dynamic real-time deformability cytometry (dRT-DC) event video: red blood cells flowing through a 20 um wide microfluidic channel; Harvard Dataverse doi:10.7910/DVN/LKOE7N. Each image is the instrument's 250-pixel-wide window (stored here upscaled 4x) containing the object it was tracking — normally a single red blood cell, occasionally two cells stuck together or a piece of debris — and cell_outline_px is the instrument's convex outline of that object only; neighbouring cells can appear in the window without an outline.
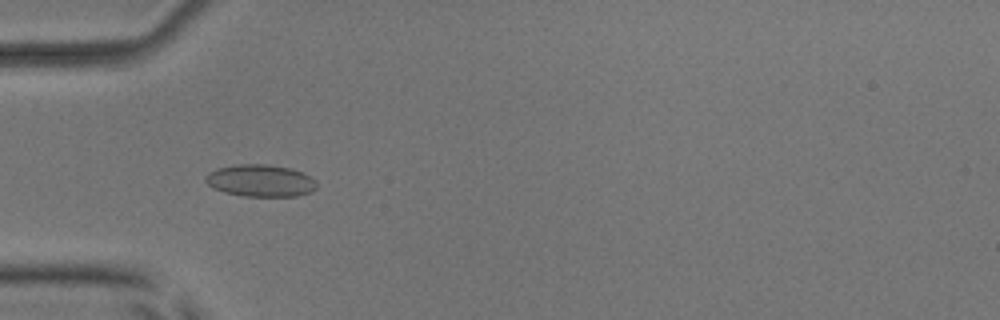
{"species": "common noctule bat (a hibernating species)", "species_latin": "Nyctalus noctula", "temperature_condition": "room temperature", "stored_images_in_passage": 34, "camera_frame_rate_fps": 3000, "um_per_image_px": 0.085, "animal": {"sex": "male", "body_mass_g": 17.9, "forearm_length_mm": 54.2}, "frame": {"image": 1, "passage_image": 18, "time_ms": 5.667, "image_size_px": [1000, 320], "cell_outline_px": [[316, 188], [312, 192], [296, 196], [244, 196], [224, 192], [212, 188], [204, 180], [204, 176], [208, 172], [216, 168], [236, 164], [268, 164], [292, 168], [304, 172], [312, 176], [316, 180]], "centroid_in_image_um": [22.15, 15.34], "position_along_channel_um": 62.9, "area_um2": 21.21}}
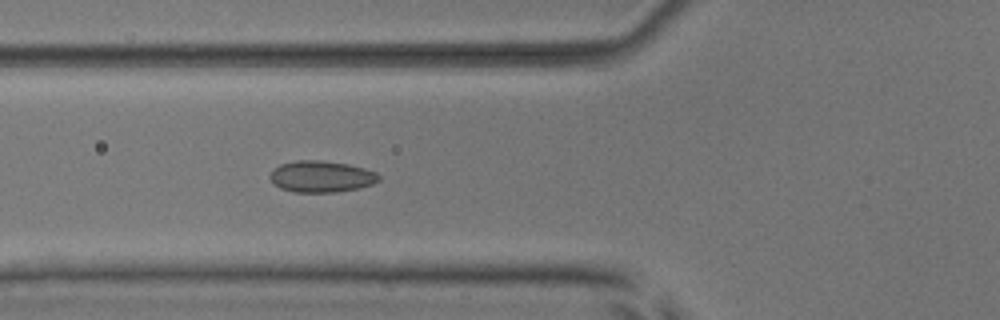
{"frame": {"image": 2, "passage_image": 21, "time_ms": 6.667, "image_size_px": [1000, 320], "cell_outline_px": [[380, 180], [372, 184], [360, 188], [336, 192], [292, 192], [280, 188], [268, 176], [280, 164], [296, 160], [320, 160], [348, 164], [364, 168], [376, 172], [380, 176]], "centroid_in_image_um": [27.33, 15.01], "position_along_channel_um": 98.5, "area_um2": 19.94}}
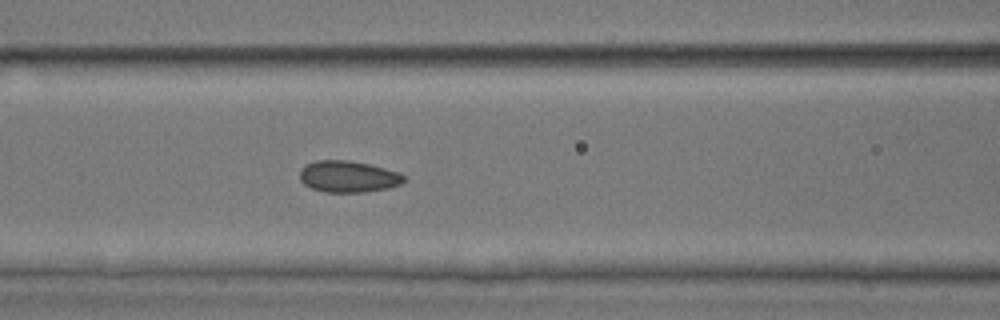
{"frame": {"image": 3, "passage_image": 24, "time_ms": 7.667, "image_size_px": [1000, 320], "cell_outline_px": [[408, 180], [400, 184], [388, 188], [364, 192], [324, 192], [312, 188], [304, 184], [300, 180], [300, 168], [316, 160], [348, 160], [368, 164], [400, 172]], "centroid_in_image_um": [29.61, 15.01], "position_along_channel_um": 137.0, "area_um2": 19.19}}